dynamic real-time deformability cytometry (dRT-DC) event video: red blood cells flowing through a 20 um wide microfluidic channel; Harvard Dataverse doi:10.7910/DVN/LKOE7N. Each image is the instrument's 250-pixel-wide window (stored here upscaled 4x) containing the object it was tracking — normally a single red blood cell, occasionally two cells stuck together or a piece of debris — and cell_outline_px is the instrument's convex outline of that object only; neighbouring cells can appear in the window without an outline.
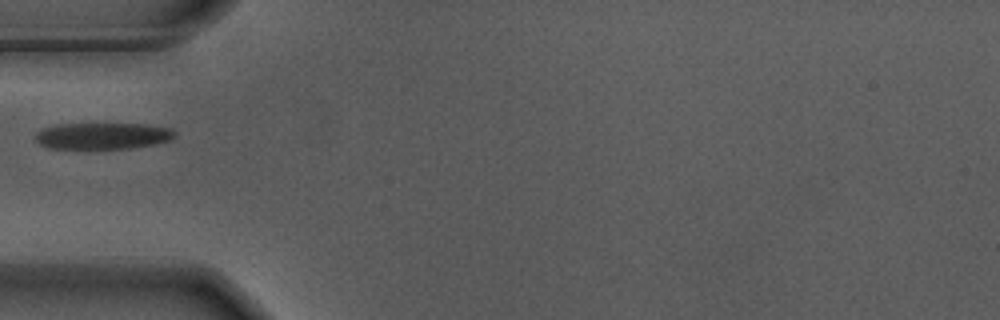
{"species": "Egyptian fruit bat (a non-hibernating species)", "species_latin": "Rousettus aegyptiacus", "temperature_condition": "warm", "stored_images_in_passage": 23, "camera_frame_rate_fps": 3000, "um_per_image_px": 0.085, "animal": {"sex": "male"}, "frame": {"image": 1, "passage_image": 1, "time_ms": 0.0, "image_size_px": [1000, 320], "cell_outline_px": [[176, 136], [168, 140], [152, 144], [128, 148], [48, 148], [40, 144], [36, 140], [36, 132], [40, 128], [56, 124], [148, 124], [172, 128], [176, 132]], "centroid_in_image_um": [8.71, 11.53], "position_along_channel_um": 76.3, "area_um2": 21.44}}
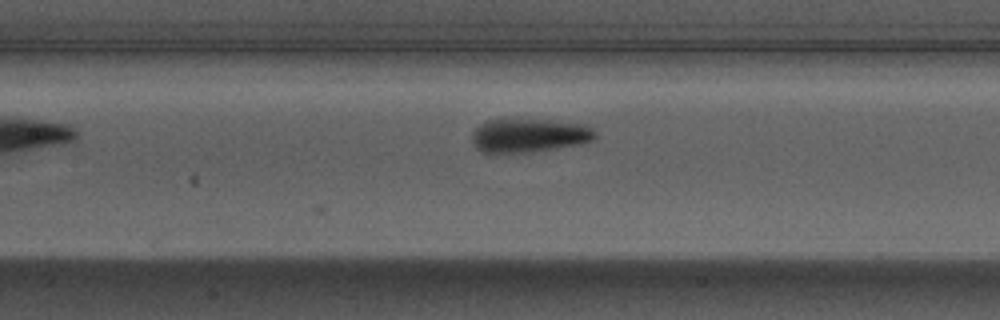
{"frame": {"image": 2, "passage_image": 8, "time_ms": 2.333, "image_size_px": [1000, 320], "cell_outline_px": [[596, 136], [592, 140], [556, 148], [528, 152], [488, 156], [476, 148], [472, 140], [472, 132], [484, 120], [548, 120], [584, 124], [592, 128], [596, 132]], "centroid_in_image_um": [44.87, 11.54], "position_along_channel_um": 162.5, "area_um2": 24.45}}
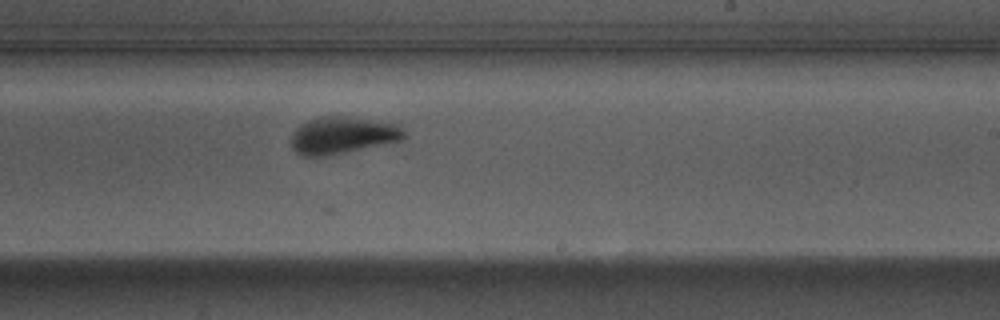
{"frame": {"image": 3, "passage_image": 16, "time_ms": 5.0, "image_size_px": [1000, 320], "cell_outline_px": [[408, 136], [400, 140], [344, 152], [316, 156], [300, 156], [292, 148], [292, 132], [300, 124], [308, 120], [320, 116], [344, 116], [400, 124], [404, 128]], "centroid_in_image_um": [29.12, 11.47], "position_along_channel_um": 259.9, "area_um2": 24.22}}